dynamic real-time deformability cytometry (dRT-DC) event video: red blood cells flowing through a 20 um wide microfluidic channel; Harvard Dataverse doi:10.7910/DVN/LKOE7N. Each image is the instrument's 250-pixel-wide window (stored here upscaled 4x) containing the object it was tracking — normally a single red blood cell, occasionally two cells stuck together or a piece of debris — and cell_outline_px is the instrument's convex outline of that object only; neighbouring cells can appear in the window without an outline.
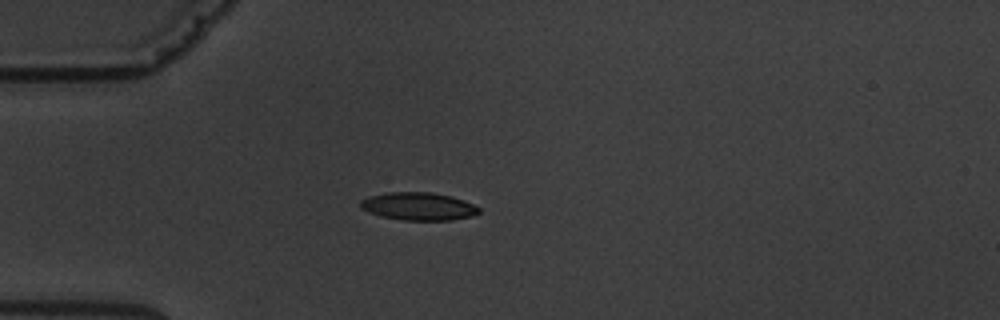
{"species": "common noctule bat (a hibernating species)", "species_latin": "Nyctalus noctula", "temperature_condition": "warm", "stored_images_in_passage": 5, "camera_frame_rate_fps": 3000, "um_per_image_px": 0.085, "animal": {"sex": "male", "body_mass_g": 19.5, "forearm_length_mm": 54.6}, "frame": {"image": 1, "passage_image": 3, "time_ms": 2.333, "image_size_px": [1000, 320], "cell_outline_px": [[480, 212], [472, 216], [452, 220], [404, 220], [380, 216], [360, 208], [360, 200], [368, 196], [388, 192], [432, 192], [452, 196], [464, 200], [480, 208]], "centroid_in_image_um": [35.57, 17.53], "position_along_channel_um": 49.4, "area_um2": 19.31}}